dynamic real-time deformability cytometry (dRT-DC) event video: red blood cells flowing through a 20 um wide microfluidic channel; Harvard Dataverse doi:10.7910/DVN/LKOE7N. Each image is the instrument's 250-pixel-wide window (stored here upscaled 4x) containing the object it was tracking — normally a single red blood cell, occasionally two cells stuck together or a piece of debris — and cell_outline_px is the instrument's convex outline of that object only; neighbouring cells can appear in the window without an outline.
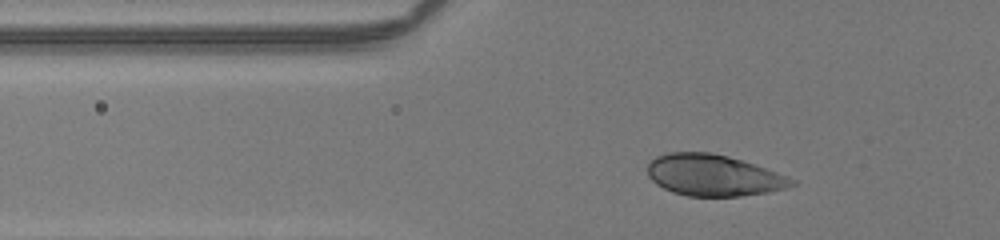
{"species": "human", "species_latin": "Homo sapiens", "temperature_condition": "room temperature", "stored_images_in_passage": 37, "camera_frame_rate_fps": 3000, "um_per_image_px": 0.085, "donor": {"sex": "male"}, "frame": {"image": 1, "passage_image": 11, "time_ms": 3.333, "image_size_px": [1000, 240], "cell_outline_px": [[796, 184], [788, 188], [768, 192], [740, 196], [688, 196], [672, 192], [656, 184], [648, 176], [648, 164], [656, 156], [668, 152], [712, 152], [728, 156], [776, 172], [796, 180]], "centroid_in_image_um": [60.63, 14.9], "position_along_channel_um": 65.2, "area_um2": 34.62}}
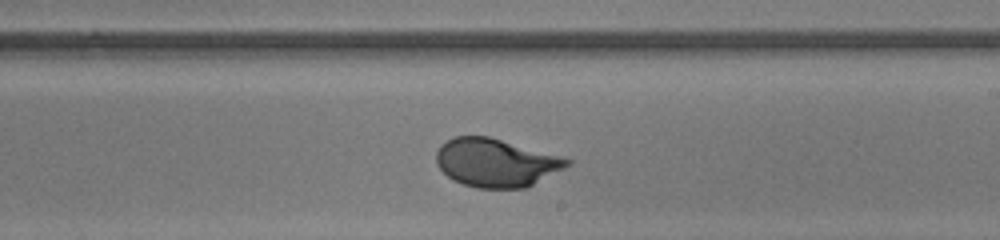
{"frame": {"image": 2, "passage_image": 26, "time_ms": 8.333, "image_size_px": [1000, 240], "cell_outline_px": [[572, 164], [524, 188], [476, 188], [452, 180], [436, 164], [436, 152], [440, 144], [456, 136], [488, 136], [560, 156], [572, 160]], "centroid_in_image_um": [42.12, 13.83], "position_along_channel_um": 246.9, "area_um2": 36.47}}
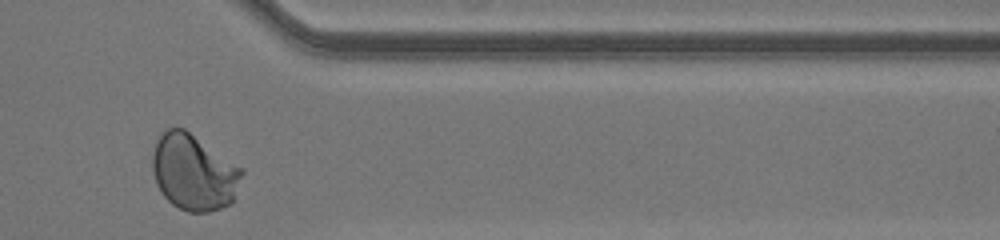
{"frame": {"image": 3, "passage_image": 37, "time_ms": 12.0, "image_size_px": [1000, 240], "cell_outline_px": [[244, 172], [232, 200], [228, 204], [220, 208], [208, 212], [188, 212], [172, 204], [160, 192], [156, 184], [152, 172], [152, 152], [156, 140], [164, 128], [184, 128], [244, 168]], "centroid_in_image_um": [16.44, 14.62], "position_along_channel_um": 395.0, "area_um2": 39.88}, "authors_computed_cell_mechanics": {"area_um2": 36.414, "velocity_mm_per_s": 4.0993, "shape_relaxation_time_tau1_ms": 4.044, "shape_relaxation_time_tau2_ms": null, "deformation_change_tau1": 0.1633, "deformation_change_tau2": null}}